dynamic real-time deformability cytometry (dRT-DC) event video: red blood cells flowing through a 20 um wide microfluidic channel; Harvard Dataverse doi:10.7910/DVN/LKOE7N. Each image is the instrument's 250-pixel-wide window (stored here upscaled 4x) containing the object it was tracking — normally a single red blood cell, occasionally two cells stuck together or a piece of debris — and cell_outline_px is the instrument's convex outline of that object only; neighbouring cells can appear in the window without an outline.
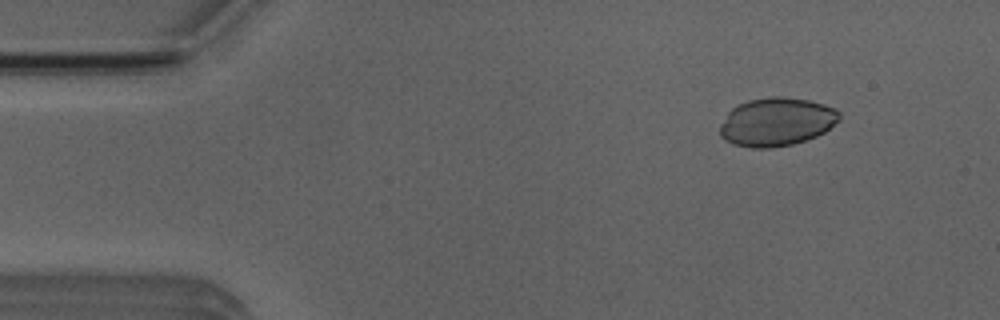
{"species": "Egyptian fruit bat (a non-hibernating species)", "species_latin": "Rousettus aegyptiacus", "temperature_condition": "room temperature", "stored_images_in_passage": 3, "camera_frame_rate_fps": 3000, "um_per_image_px": 0.085, "animal": {"sex": "male"}, "frame": {"image": 1, "passage_image": 1, "time_ms": 0.0, "image_size_px": [1000, 320], "cell_outline_px": [[840, 120], [824, 132], [816, 136], [792, 144], [772, 148], [752, 148], [732, 144], [724, 140], [720, 136], [720, 124], [728, 112], [732, 108], [748, 100], [768, 96], [780, 96], [808, 100], [824, 104], [836, 108], [840, 112]], "centroid_in_image_um": [66.0, 10.36], "position_along_channel_um": 19.0, "area_um2": 33.87}}